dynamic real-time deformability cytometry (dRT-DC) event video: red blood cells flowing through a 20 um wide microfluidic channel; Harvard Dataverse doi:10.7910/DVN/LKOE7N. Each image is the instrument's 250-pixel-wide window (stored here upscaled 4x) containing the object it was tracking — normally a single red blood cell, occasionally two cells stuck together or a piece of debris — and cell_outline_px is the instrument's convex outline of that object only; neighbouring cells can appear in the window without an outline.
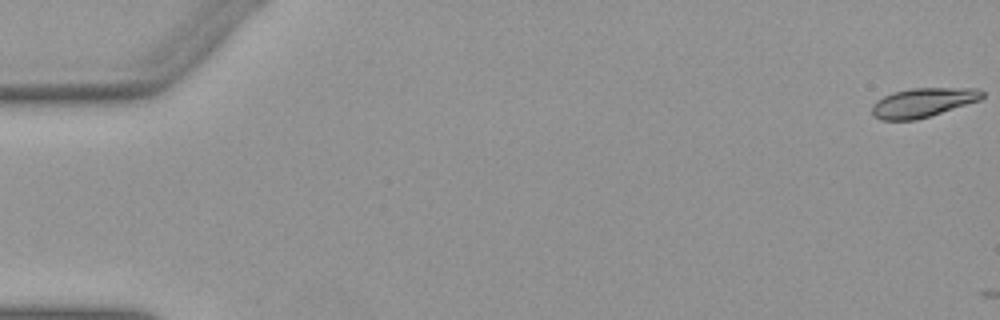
{"species": "Egyptian fruit bat (a non-hibernating species)", "species_latin": "Rousettus aegyptiacus", "temperature_condition": "warm", "stored_images_in_passage": 3, "camera_frame_rate_fps": 3000, "um_per_image_px": 0.085, "animal": {"sex": "female"}, "frame": {"image": 1, "passage_image": 1, "time_ms": 0.0, "image_size_px": [1000, 320], "cell_outline_px": [[984, 96], [980, 100], [916, 120], [880, 120], [872, 116], [872, 104], [876, 100], [892, 92], [912, 88], [976, 88], [984, 92]], "centroid_in_image_um": [78.41, 8.71], "position_along_channel_um": 6.6, "area_um2": 18.79}}